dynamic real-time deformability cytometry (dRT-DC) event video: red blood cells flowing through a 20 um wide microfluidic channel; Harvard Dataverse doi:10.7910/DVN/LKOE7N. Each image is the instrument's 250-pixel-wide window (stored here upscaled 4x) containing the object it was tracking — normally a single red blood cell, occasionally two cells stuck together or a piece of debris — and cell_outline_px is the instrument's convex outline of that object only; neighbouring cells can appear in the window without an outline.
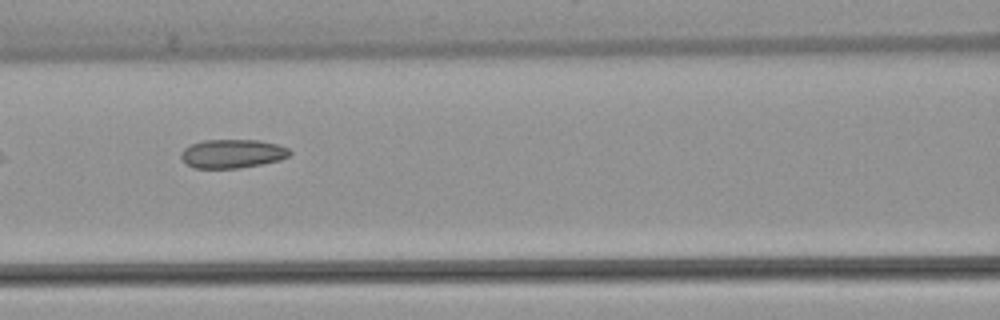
{"species": "common noctule bat (a hibernating species)", "species_latin": "Nyctalus noctula", "temperature_condition": "warm", "stored_images_in_passage": 5, "camera_frame_rate_fps": 3000, "um_per_image_px": 0.085, "animal": {"sex": "female", "body_mass_g": 22.7, "forearm_length_mm": 54.2}, "frame": {"image": 1, "passage_image": 4, "time_ms": 3.667, "image_size_px": [1000, 320], "cell_outline_px": [[292, 152], [288, 156], [280, 160], [240, 168], [192, 168], [180, 156], [180, 152], [184, 148], [192, 144], [204, 140], [260, 140], [276, 144], [288, 148]], "centroid_in_image_um": [19.75, 13.06], "position_along_channel_um": 146.9, "area_um2": 18.15}}